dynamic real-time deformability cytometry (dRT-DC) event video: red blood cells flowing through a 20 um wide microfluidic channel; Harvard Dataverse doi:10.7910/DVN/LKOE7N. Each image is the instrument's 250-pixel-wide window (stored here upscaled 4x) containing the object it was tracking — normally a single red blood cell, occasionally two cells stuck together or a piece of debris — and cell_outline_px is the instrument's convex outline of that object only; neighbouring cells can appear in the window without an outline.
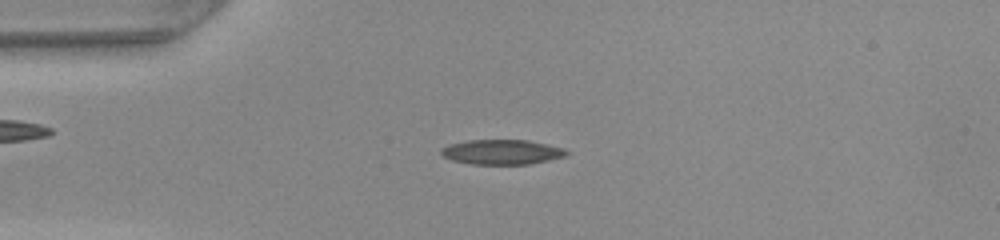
{"species": "common noctule bat (a hibernating species)", "species_latin": "Nyctalus noctula", "temperature_condition": "warm", "stored_images_in_passage": 47, "camera_frame_rate_fps": 3000, "um_per_image_px": 0.085, "animal": {"sex": "female", "body_mass_g": 22.0, "forearm_length_mm": 56.7}, "frame": {"image": 1, "passage_image": 11, "time_ms": 3.333, "image_size_px": [1000, 240], "cell_outline_px": [[568, 152], [564, 156], [548, 160], [528, 164], [472, 164], [452, 160], [440, 156], [440, 148], [448, 144], [468, 140], [528, 140], [564, 148]], "centroid_in_image_um": [42.58, 12.91], "position_along_channel_um": 42.4, "area_um2": 18.15}}
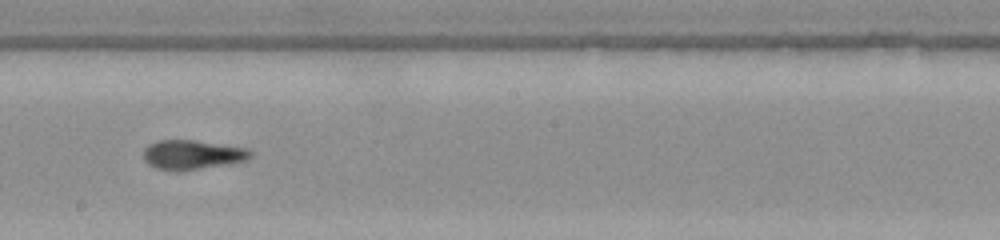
{"frame": {"image": 2, "passage_image": 26, "time_ms": 8.333, "image_size_px": [1000, 240], "cell_outline_px": [[252, 156], [248, 160], [228, 164], [180, 172], [176, 172], [156, 168], [148, 164], [144, 160], [144, 148], [148, 144], [156, 140], [192, 140], [248, 148], [252, 152]], "centroid_in_image_um": [16.33, 13.16], "position_along_channel_um": 231.9, "area_um2": 18.61}}
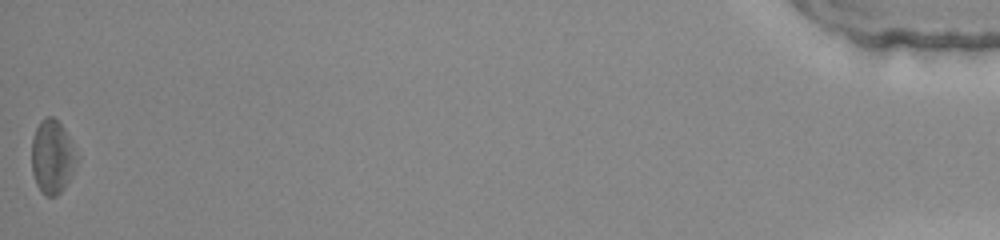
{"frame": {"image": 3, "passage_image": 47, "time_ms": 15.333, "image_size_px": [1000, 240], "cell_outline_px": [[76, 160], [68, 180], [64, 188], [56, 196], [44, 196], [36, 184], [32, 172], [32, 140], [36, 128], [40, 120], [44, 116], [52, 116], [60, 124], [68, 136]], "centroid_in_image_um": [4.38, 13.33], "position_along_channel_um": 430.8, "area_um2": 18.79}, "authors_computed_cell_mechanics": {"area_um2": 18.4382, "velocity_mm_per_s": 4.2582, "shape_relaxation_time_tau1_ms": 8.0101, "shape_relaxation_time_tau2_ms": 2.6749, "deformation_change_tau1": 0.2429, "deformation_change_tau2": 0.1009}}